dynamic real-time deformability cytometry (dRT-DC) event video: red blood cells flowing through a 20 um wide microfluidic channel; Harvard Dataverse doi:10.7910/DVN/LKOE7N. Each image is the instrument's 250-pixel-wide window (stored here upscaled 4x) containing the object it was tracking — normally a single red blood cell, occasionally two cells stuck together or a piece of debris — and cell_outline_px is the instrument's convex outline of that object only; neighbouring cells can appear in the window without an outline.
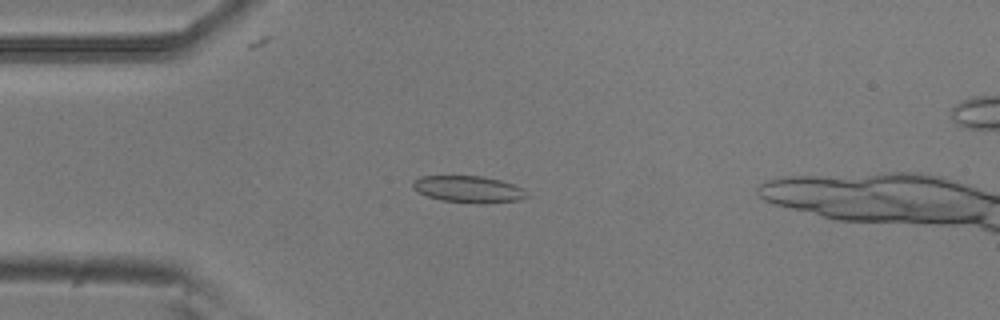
{"species": "common noctule bat (a hibernating species)", "species_latin": "Nyctalus noctula", "temperature_condition": "room temperature", "stored_images_in_passage": 49, "camera_frame_rate_fps": 3000, "um_per_image_px": 0.085, "animal": {"sex": "male", "body_mass_g": 20.5, "forearm_length_mm": 52.5}, "frame": {"image": 1, "passage_image": 13, "time_ms": 4.0, "image_size_px": [1000, 320], "cell_outline_px": [[532, 196], [520, 200], [484, 204], [480, 204], [440, 200], [428, 196], [412, 188], [412, 180], [420, 176], [480, 176], [500, 180], [524, 188]], "centroid_in_image_um": [39.87, 16.09], "position_along_channel_um": 45.1, "area_um2": 18.03}}
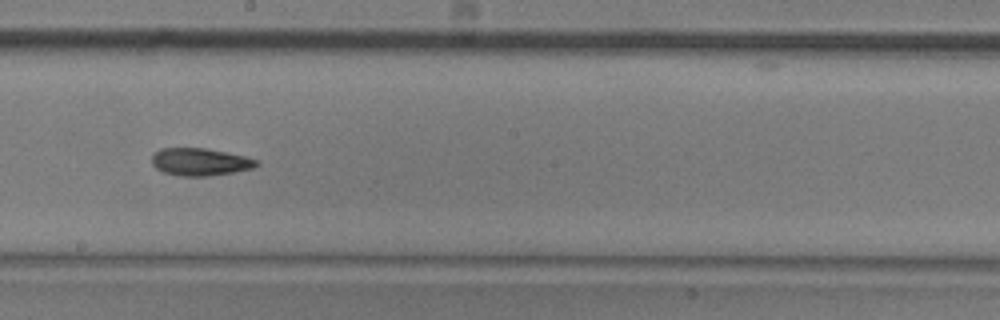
{"frame": {"image": 2, "passage_image": 29, "time_ms": 9.333, "image_size_px": [1000, 320], "cell_outline_px": [[260, 164], [252, 168], [232, 172], [208, 176], [180, 176], [164, 172], [156, 168], [152, 164], [152, 152], [160, 148], [204, 148], [244, 156], [260, 160]], "centroid_in_image_um": [16.98, 13.75], "position_along_channel_um": 231.2, "area_um2": 16.76}}
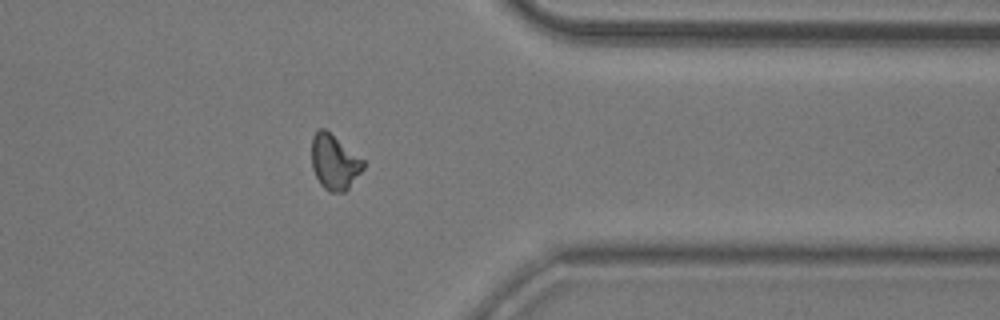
{"frame": {"image": 3, "passage_image": 42, "time_ms": 13.667, "image_size_px": [1000, 320], "cell_outline_px": [[364, 168], [348, 188], [344, 192], [328, 192], [320, 184], [312, 168], [312, 136], [316, 128], [324, 128], [364, 160]], "centroid_in_image_um": [28.4, 13.77], "position_along_channel_um": 383.0, "area_um2": 16.47}, "authors_computed_cell_mechanics": {"area_um2": 16.9932, "velocity_mm_per_s": 3.7578, "shape_relaxation_time_tau1_ms": null, "shape_relaxation_time_tau2_ms": 9.8374, "deformation_change_tau1": null, "deformation_change_tau2": 0.1749}}